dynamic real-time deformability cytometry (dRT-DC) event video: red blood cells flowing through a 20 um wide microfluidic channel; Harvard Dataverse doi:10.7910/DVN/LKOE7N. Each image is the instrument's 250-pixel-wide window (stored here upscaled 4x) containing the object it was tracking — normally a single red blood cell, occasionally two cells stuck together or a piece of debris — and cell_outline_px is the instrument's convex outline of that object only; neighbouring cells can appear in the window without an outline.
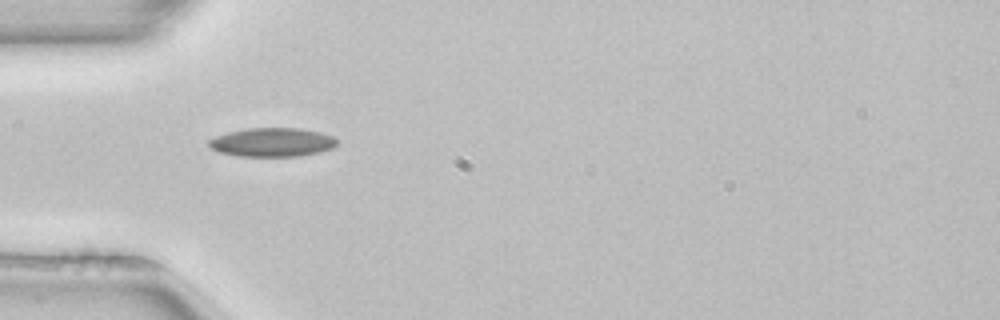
{"species": "common noctule bat (a hibernating species)", "species_latin": "Nyctalus noctula", "temperature_condition": "room temperature", "stored_images_in_passage": 37, "camera_frame_rate_fps": 3000, "um_per_image_px": 0.085, "animal": {"sex": "female", "body_mass_g": 22.7, "forearm_length_mm": 54.2}, "frame": {"image": 1, "passage_image": 1, "time_ms": 0.0, "image_size_px": [1000, 320], "cell_outline_px": [[332, 144], [324, 148], [308, 152], [280, 156], [256, 156], [228, 152], [216, 148], [212, 144], [212, 140], [224, 136], [240, 132], [272, 128], [276, 128], [308, 132], [324, 136], [332, 140]], "centroid_in_image_um": [23.09, 12.11], "position_along_channel_um": 61.9, "area_um2": 17.63}}
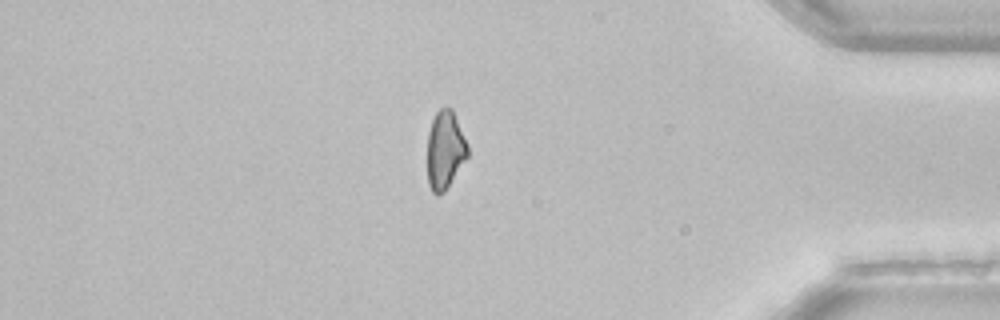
{"frame": {"image": 2, "passage_image": 29, "time_ms": 9.333, "image_size_px": [1000, 320], "cell_outline_px": [[468, 156], [448, 184], [440, 192], [436, 192], [432, 188], [428, 180], [428, 140], [432, 124], [436, 116], [440, 112], [448, 108], [452, 112], [468, 148]], "centroid_in_image_um": [37.83, 12.78], "position_along_channel_um": 397.4, "area_um2": 16.65}}
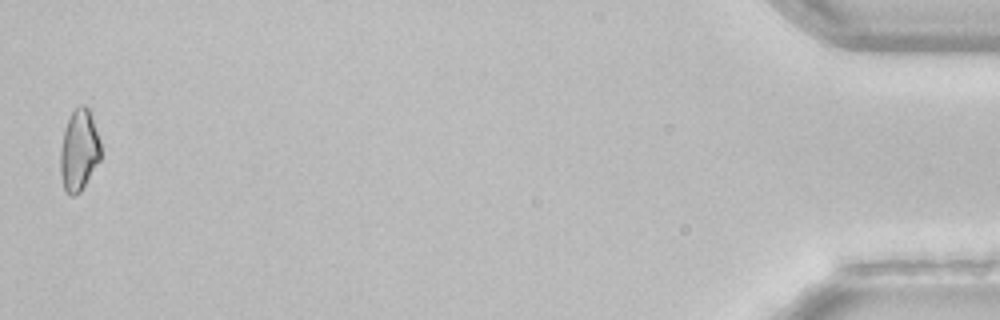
{"frame": {"image": 3, "passage_image": 36, "time_ms": 11.667, "image_size_px": [1000, 320], "cell_outline_px": [[100, 156], [80, 188], [76, 192], [68, 192], [64, 184], [64, 136], [68, 124], [72, 116], [84, 108], [88, 112], [100, 144]], "centroid_in_image_um": [6.77, 12.79], "position_along_channel_um": 428.4, "area_um2": 15.66}}